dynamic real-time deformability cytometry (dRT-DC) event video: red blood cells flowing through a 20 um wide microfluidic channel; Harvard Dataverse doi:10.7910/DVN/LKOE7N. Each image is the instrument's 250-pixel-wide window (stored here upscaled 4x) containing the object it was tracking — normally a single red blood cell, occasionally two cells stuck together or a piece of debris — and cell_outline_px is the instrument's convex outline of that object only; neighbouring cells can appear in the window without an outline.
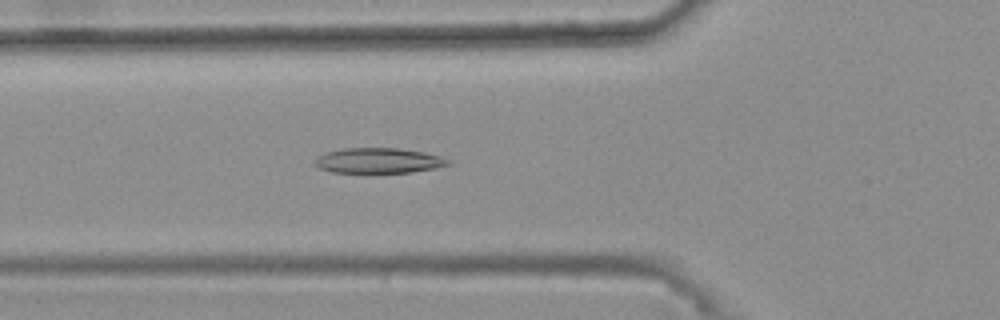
{"species": "common noctule bat (a hibernating species)", "species_latin": "Nyctalus noctula", "temperature_condition": "warm", "stored_images_in_passage": 45, "camera_frame_rate_fps": 3000, "um_per_image_px": 0.085, "animal": {"sex": "female", "body_mass_g": 25.1}, "frame": {"image": 1, "passage_image": 19, "time_ms": 6.0, "image_size_px": [1000, 320], "cell_outline_px": [[452, 164], [436, 168], [412, 172], [332, 172], [320, 168], [312, 164], [316, 156], [324, 152], [344, 148], [400, 148], [424, 152], [440, 156], [452, 160]], "centroid_in_image_um": [32.17, 13.64], "position_along_channel_um": 93.6, "area_um2": 19.83}}
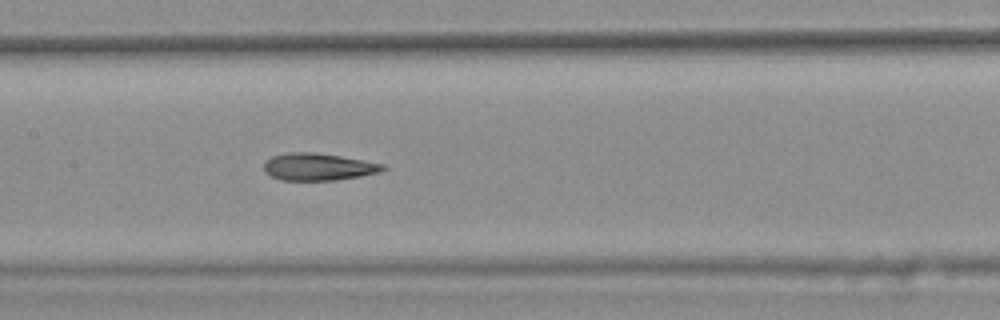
{"frame": {"image": 2, "passage_image": 26, "time_ms": 8.333, "image_size_px": [1000, 320], "cell_outline_px": [[388, 168], [380, 172], [360, 176], [336, 180], [280, 180], [264, 172], [264, 164], [272, 156], [288, 152], [312, 152], [340, 156], [364, 160], [384, 164]], "centroid_in_image_um": [27.07, 14.18], "position_along_channel_um": 180.3, "area_um2": 18.84}}
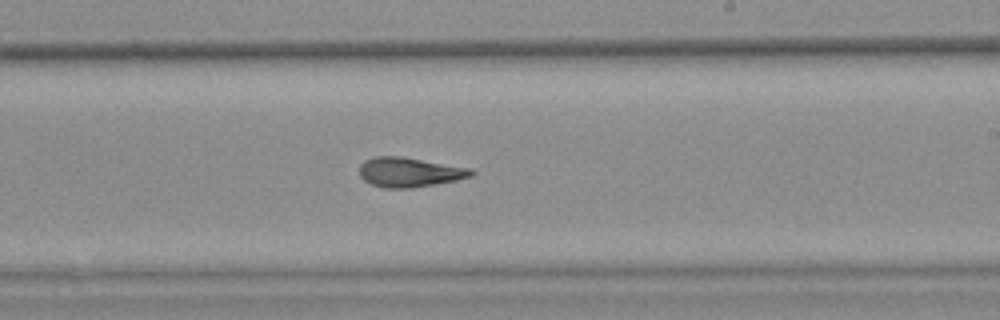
{"frame": {"image": 3, "passage_image": 32, "time_ms": 10.333, "image_size_px": [1000, 320], "cell_outline_px": [[476, 172], [472, 176], [456, 180], [436, 184], [412, 188], [384, 188], [372, 184], [364, 180], [360, 176], [360, 164], [364, 160], [376, 156], [400, 156], [472, 168]], "centroid_in_image_um": [34.82, 14.63], "position_along_channel_um": 254.2, "area_um2": 19.36}, "authors_computed_cell_mechanics": {"area_um2": 19.363, "velocity_mm_per_s": 3.7027, "shape_relaxation_time_tau1_ms": null, "shape_relaxation_time_tau2_ms": 2.7636, "deformation_change_tau1": null, "deformation_change_tau2": 0.1181}}